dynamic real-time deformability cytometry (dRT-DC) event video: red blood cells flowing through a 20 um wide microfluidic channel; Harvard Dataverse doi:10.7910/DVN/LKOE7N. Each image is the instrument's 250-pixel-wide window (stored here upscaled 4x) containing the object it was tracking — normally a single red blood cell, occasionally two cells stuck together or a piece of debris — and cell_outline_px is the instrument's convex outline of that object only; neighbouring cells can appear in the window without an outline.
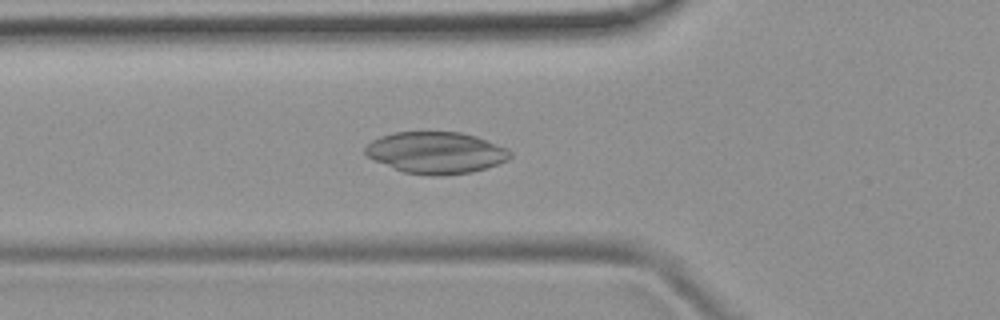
{"species": "common noctule bat (a hibernating species)", "species_latin": "Nyctalus noctula", "temperature_condition": "room temperature", "stored_images_in_passage": 35, "camera_frame_rate_fps": 3000, "um_per_image_px": 0.085, "animal": {"sex": "female", "body_mass_g": 19.9}, "frame": {"image": 1, "passage_image": 2, "time_ms": 0.333, "image_size_px": [1000, 320], "cell_outline_px": [[512, 156], [508, 160], [500, 164], [472, 172], [436, 176], [432, 176], [404, 172], [376, 160], [368, 156], [364, 152], [364, 148], [372, 140], [380, 136], [396, 132], [460, 132], [476, 136], [508, 148], [512, 152]], "centroid_in_image_um": [37.11, 12.97], "position_along_channel_um": 88.7, "area_um2": 35.14}}
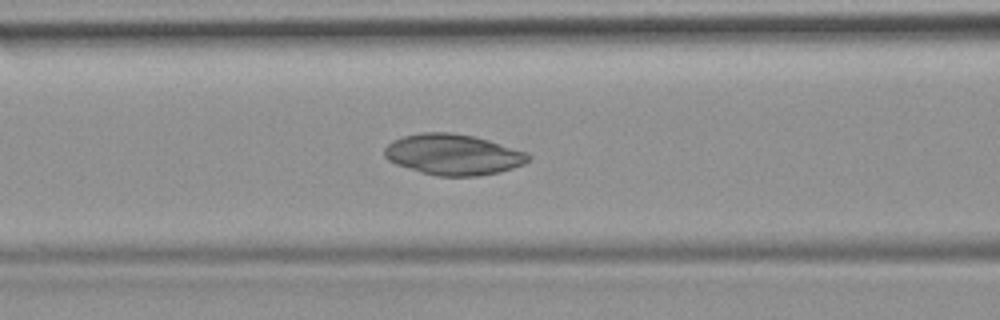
{"frame": {"image": 2, "passage_image": 5, "time_ms": 1.333, "image_size_px": [1000, 320], "cell_outline_px": [[532, 156], [524, 164], [500, 172], [476, 176], [436, 176], [420, 172], [396, 164], [388, 160], [384, 156], [384, 148], [392, 140], [404, 136], [424, 132], [448, 132], [472, 136], [488, 140], [528, 152]], "centroid_in_image_um": [38.51, 13.14], "position_along_channel_um": 128.1, "area_um2": 34.22}}
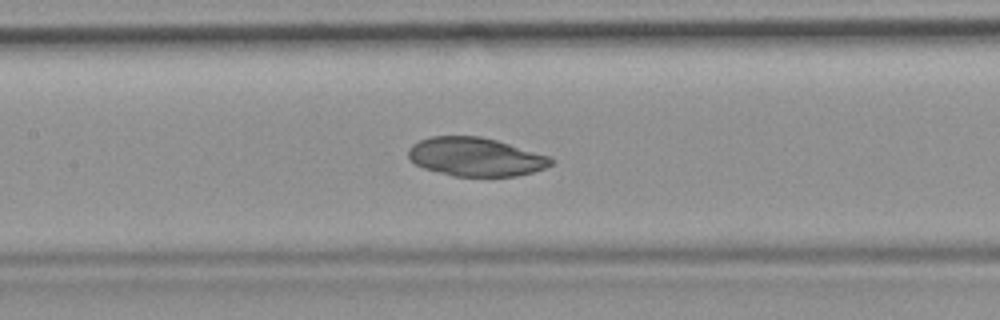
{"frame": {"image": 3, "passage_image": 8, "time_ms": 2.333, "image_size_px": [1000, 320], "cell_outline_px": [[556, 160], [552, 164], [544, 168], [532, 172], [516, 176], [452, 176], [424, 168], [416, 164], [408, 156], [408, 148], [412, 144], [420, 140], [432, 136], [480, 136], [496, 140], [552, 156]], "centroid_in_image_um": [40.46, 13.33], "position_along_channel_um": 166.9, "area_um2": 32.19}}